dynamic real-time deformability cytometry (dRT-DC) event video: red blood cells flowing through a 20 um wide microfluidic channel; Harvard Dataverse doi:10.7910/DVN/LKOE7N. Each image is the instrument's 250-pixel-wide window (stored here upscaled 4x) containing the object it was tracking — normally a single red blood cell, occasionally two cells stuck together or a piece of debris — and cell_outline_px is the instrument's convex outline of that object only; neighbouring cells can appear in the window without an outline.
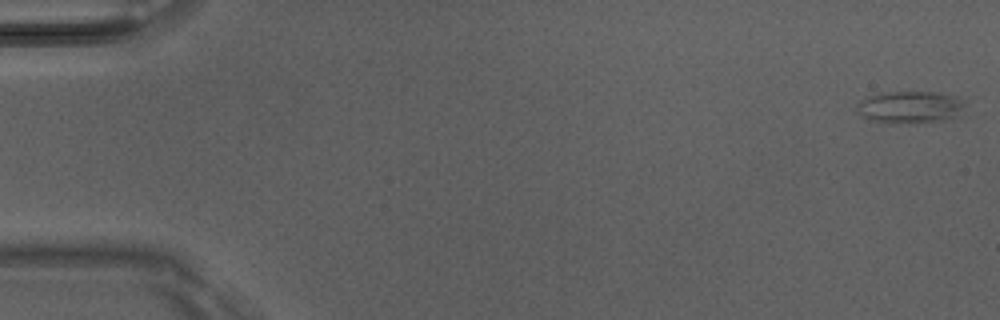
{"species": "Egyptian fruit bat (a non-hibernating species)", "species_latin": "Rousettus aegyptiacus", "temperature_condition": "room temperature", "stored_images_in_passage": 5, "camera_frame_rate_fps": 3000, "um_per_image_px": 0.085, "animal": {"sex": "male"}, "frame": {"image": 1, "passage_image": 1, "time_ms": 0.0, "image_size_px": [1000, 320], "cell_outline_px": [[964, 112], [960, 116], [944, 120], [912, 124], [888, 124], [872, 120], [860, 116], [856, 112], [856, 104], [864, 96], [880, 92], [940, 92], [960, 96], [964, 100]], "centroid_in_image_um": [77.36, 9.11], "position_along_channel_um": 7.6, "area_um2": 21.33}}